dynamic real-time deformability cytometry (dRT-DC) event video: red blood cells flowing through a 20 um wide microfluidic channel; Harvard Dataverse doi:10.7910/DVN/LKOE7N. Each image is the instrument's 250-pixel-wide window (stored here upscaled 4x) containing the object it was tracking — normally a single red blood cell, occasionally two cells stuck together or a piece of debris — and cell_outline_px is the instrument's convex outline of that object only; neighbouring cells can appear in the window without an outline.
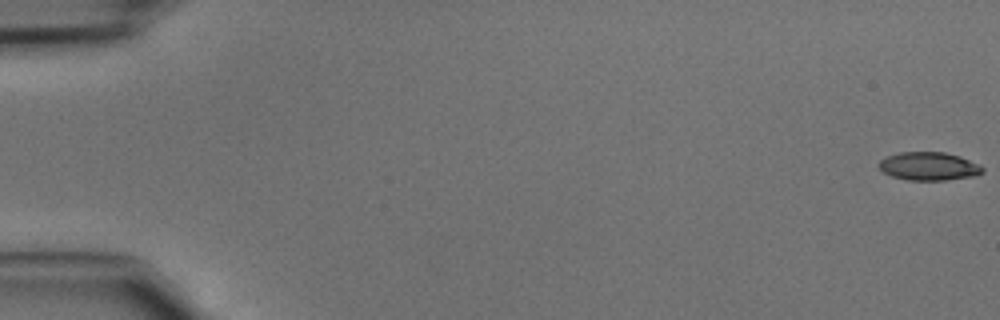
{"species": "common noctule bat (a hibernating species)", "species_latin": "Nyctalus noctula", "temperature_condition": "cold", "stored_images_in_passage": 10, "camera_frame_rate_fps": 3000, "um_per_image_px": 0.085, "animal": {"sex": "male", "body_mass_g": 15.6}, "frame": {"image": 1, "passage_image": 1, "time_ms": 0.0, "image_size_px": [1000, 320], "cell_outline_px": [[984, 172], [976, 176], [944, 180], [908, 180], [892, 176], [884, 172], [876, 164], [880, 160], [888, 156], [900, 152], [944, 152], [960, 156], [980, 164], [984, 168]], "centroid_in_image_um": [78.98, 14.13], "position_along_channel_um": 6.0, "area_um2": 17.17}}